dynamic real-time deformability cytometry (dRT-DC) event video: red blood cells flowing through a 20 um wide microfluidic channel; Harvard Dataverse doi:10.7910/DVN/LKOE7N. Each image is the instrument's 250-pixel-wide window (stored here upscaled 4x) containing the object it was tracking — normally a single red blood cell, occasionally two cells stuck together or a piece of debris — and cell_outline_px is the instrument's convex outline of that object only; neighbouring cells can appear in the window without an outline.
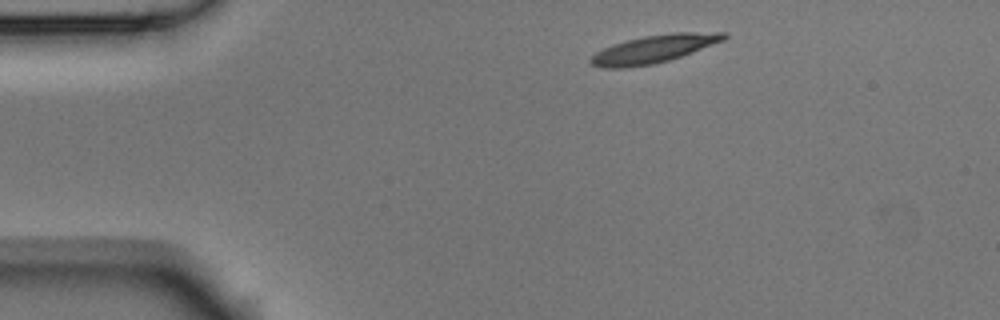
{"species": "Egyptian fruit bat (a non-hibernating species)", "species_latin": "Rousettus aegyptiacus", "temperature_condition": "room temperature", "stored_images_in_passage": 4, "camera_frame_rate_fps": 3000, "um_per_image_px": 0.085, "animal": {"sex": "male"}, "frame": {"image": 1, "passage_image": 1, "time_ms": 0.0, "image_size_px": [1000, 320], "cell_outline_px": [[728, 36], [724, 40], [680, 56], [668, 60], [652, 64], [624, 68], [604, 68], [592, 64], [588, 60], [596, 52], [612, 44], [644, 36], [672, 32], [728, 32]], "centroid_in_image_um": [55.57, 4.15], "position_along_channel_um": 29.4, "area_um2": 21.39}}
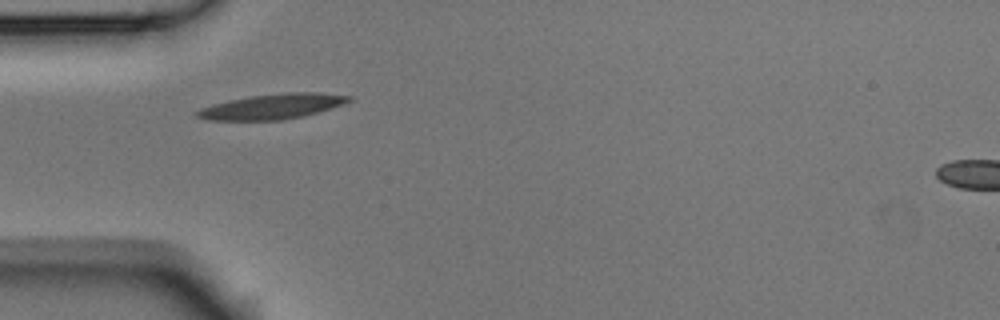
{"frame": {"image": 2, "passage_image": 3, "time_ms": 0.667, "image_size_px": [1000, 320], "cell_outline_px": [[352, 100], [344, 104], [304, 116], [280, 120], [208, 120], [196, 116], [192, 112], [200, 108], [212, 104], [228, 100], [252, 96], [284, 92], [320, 92], [352, 96]], "centroid_in_image_um": [23.14, 9.04], "position_along_channel_um": 61.9, "area_um2": 22.37}}
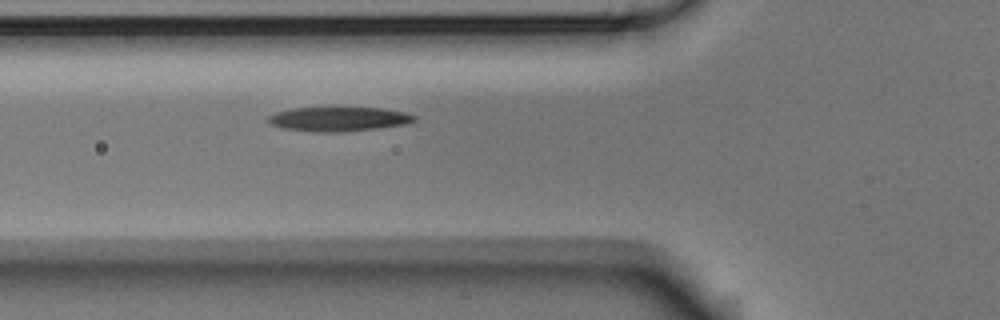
{"frame": {"image": 3, "passage_image": 4, "time_ms": 1.0, "image_size_px": [1000, 320], "cell_outline_px": [[416, 120], [408, 124], [380, 128], [344, 132], [312, 132], [280, 128], [272, 124], [268, 120], [268, 116], [276, 112], [292, 108], [384, 108], [404, 112], [416, 116]], "centroid_in_image_um": [28.81, 10.13], "position_along_channel_um": 97.0, "area_um2": 20.87}}